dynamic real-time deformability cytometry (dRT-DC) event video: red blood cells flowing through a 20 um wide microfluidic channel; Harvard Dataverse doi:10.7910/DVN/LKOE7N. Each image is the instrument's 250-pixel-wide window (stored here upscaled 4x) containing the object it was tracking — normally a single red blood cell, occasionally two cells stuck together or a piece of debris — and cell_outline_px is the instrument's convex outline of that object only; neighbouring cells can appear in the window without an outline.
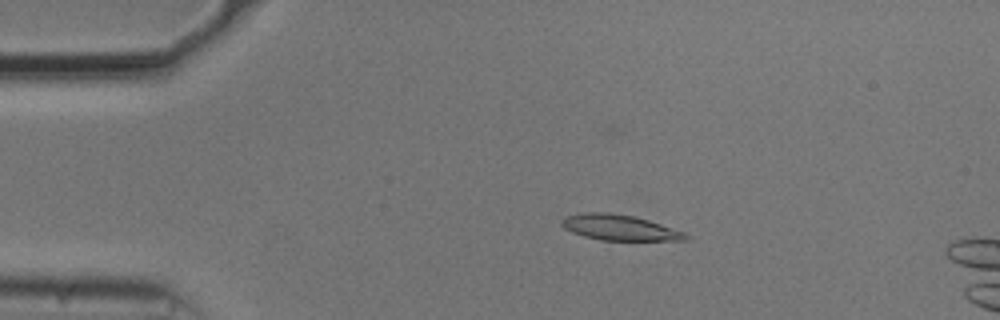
{"species": "common noctule bat (a hibernating species)", "species_latin": "Nyctalus noctula", "temperature_condition": "cold", "stored_images_in_passage": 14, "camera_frame_rate_fps": 3000, "um_per_image_px": 0.085, "animal": {"sex": "male", "body_mass_g": 20.5, "forearm_length_mm": 52.5}, "frame": {"image": 1, "passage_image": 10, "time_ms": 3.0, "image_size_px": [1000, 320], "cell_outline_px": [[688, 240], [600, 240], [584, 236], [572, 232], [564, 228], [560, 224], [560, 220], [568, 216], [584, 212], [608, 212], [632, 216], [648, 220], [684, 232], [688, 236]], "centroid_in_image_um": [52.62, 19.34], "position_along_channel_um": 32.4, "area_um2": 18.26}}